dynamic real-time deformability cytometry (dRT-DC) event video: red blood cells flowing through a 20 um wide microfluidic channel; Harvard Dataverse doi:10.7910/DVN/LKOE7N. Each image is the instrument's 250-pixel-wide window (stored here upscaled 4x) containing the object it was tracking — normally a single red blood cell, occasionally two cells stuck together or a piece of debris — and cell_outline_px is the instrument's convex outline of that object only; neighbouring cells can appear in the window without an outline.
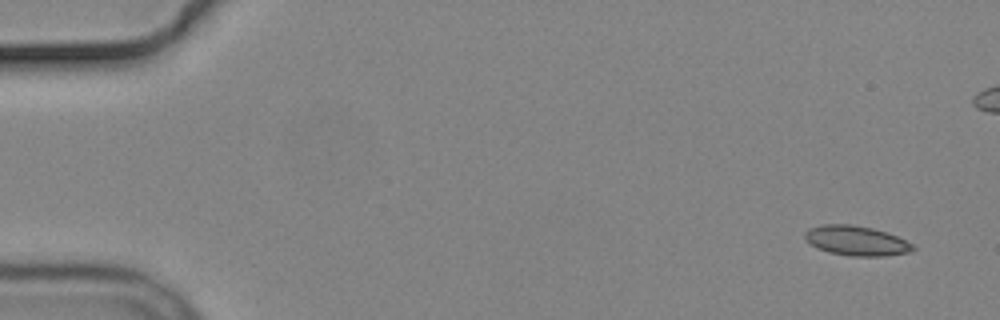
{"species": "common noctule bat (a hibernating species)", "species_latin": "Nyctalus noctula", "temperature_condition": "cold", "stored_images_in_passage": 6, "camera_frame_rate_fps": 3000, "um_per_image_px": 0.085, "animal": {"sex": "male", "body_mass_g": 19.2, "forearm_length_mm": 51.8}, "frame": {"image": 1, "passage_image": 1, "time_ms": 0.0, "image_size_px": [1000, 320], "cell_outline_px": [[916, 248], [908, 252], [884, 256], [848, 256], [828, 252], [816, 248], [804, 240], [804, 232], [808, 228], [824, 224], [852, 224], [872, 228], [896, 236], [912, 244]], "centroid_in_image_um": [72.71, 20.46], "position_along_channel_um": 12.3, "area_um2": 18.79}}